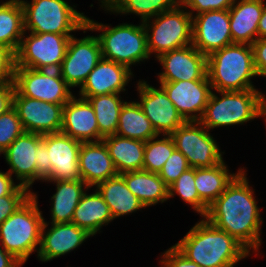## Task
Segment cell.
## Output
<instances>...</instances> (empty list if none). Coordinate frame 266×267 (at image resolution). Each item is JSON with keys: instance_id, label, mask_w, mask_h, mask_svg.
<instances>
[{"instance_id": "obj_52", "label": "cell", "mask_w": 266, "mask_h": 267, "mask_svg": "<svg viewBox=\"0 0 266 267\" xmlns=\"http://www.w3.org/2000/svg\"><path fill=\"white\" fill-rule=\"evenodd\" d=\"M159 264H160V266H158V267H167L161 260H159Z\"/></svg>"}, {"instance_id": "obj_13", "label": "cell", "mask_w": 266, "mask_h": 267, "mask_svg": "<svg viewBox=\"0 0 266 267\" xmlns=\"http://www.w3.org/2000/svg\"><path fill=\"white\" fill-rule=\"evenodd\" d=\"M135 88L140 99L137 103L158 135H171L185 122L161 86L139 79Z\"/></svg>"}, {"instance_id": "obj_20", "label": "cell", "mask_w": 266, "mask_h": 267, "mask_svg": "<svg viewBox=\"0 0 266 267\" xmlns=\"http://www.w3.org/2000/svg\"><path fill=\"white\" fill-rule=\"evenodd\" d=\"M90 237L93 236L72 222L43 223L37 258L46 263L62 255L65 256L81 246Z\"/></svg>"}, {"instance_id": "obj_17", "label": "cell", "mask_w": 266, "mask_h": 267, "mask_svg": "<svg viewBox=\"0 0 266 267\" xmlns=\"http://www.w3.org/2000/svg\"><path fill=\"white\" fill-rule=\"evenodd\" d=\"M192 45L202 54L233 44L229 10H213L192 16Z\"/></svg>"}, {"instance_id": "obj_4", "label": "cell", "mask_w": 266, "mask_h": 267, "mask_svg": "<svg viewBox=\"0 0 266 267\" xmlns=\"http://www.w3.org/2000/svg\"><path fill=\"white\" fill-rule=\"evenodd\" d=\"M207 75L212 90L256 89L251 79L259 75L254 66L251 45L233 43L209 54Z\"/></svg>"}, {"instance_id": "obj_34", "label": "cell", "mask_w": 266, "mask_h": 267, "mask_svg": "<svg viewBox=\"0 0 266 267\" xmlns=\"http://www.w3.org/2000/svg\"><path fill=\"white\" fill-rule=\"evenodd\" d=\"M87 100L94 109L100 136L105 138L114 135L118 128L121 108L126 101L122 100L120 94L92 96Z\"/></svg>"}, {"instance_id": "obj_22", "label": "cell", "mask_w": 266, "mask_h": 267, "mask_svg": "<svg viewBox=\"0 0 266 267\" xmlns=\"http://www.w3.org/2000/svg\"><path fill=\"white\" fill-rule=\"evenodd\" d=\"M61 132L80 142L102 141L92 105L75 95L64 105Z\"/></svg>"}, {"instance_id": "obj_8", "label": "cell", "mask_w": 266, "mask_h": 267, "mask_svg": "<svg viewBox=\"0 0 266 267\" xmlns=\"http://www.w3.org/2000/svg\"><path fill=\"white\" fill-rule=\"evenodd\" d=\"M143 24L149 55L155 59L163 53L192 44V15L181 4Z\"/></svg>"}, {"instance_id": "obj_19", "label": "cell", "mask_w": 266, "mask_h": 267, "mask_svg": "<svg viewBox=\"0 0 266 267\" xmlns=\"http://www.w3.org/2000/svg\"><path fill=\"white\" fill-rule=\"evenodd\" d=\"M42 143V135L23 132L5 150V162L9 165L8 173L16 182L30 191L36 181L37 147Z\"/></svg>"}, {"instance_id": "obj_39", "label": "cell", "mask_w": 266, "mask_h": 267, "mask_svg": "<svg viewBox=\"0 0 266 267\" xmlns=\"http://www.w3.org/2000/svg\"><path fill=\"white\" fill-rule=\"evenodd\" d=\"M235 0H181V5L192 15L213 10H229Z\"/></svg>"}, {"instance_id": "obj_47", "label": "cell", "mask_w": 266, "mask_h": 267, "mask_svg": "<svg viewBox=\"0 0 266 267\" xmlns=\"http://www.w3.org/2000/svg\"><path fill=\"white\" fill-rule=\"evenodd\" d=\"M23 264L0 244V267H22Z\"/></svg>"}, {"instance_id": "obj_45", "label": "cell", "mask_w": 266, "mask_h": 267, "mask_svg": "<svg viewBox=\"0 0 266 267\" xmlns=\"http://www.w3.org/2000/svg\"><path fill=\"white\" fill-rule=\"evenodd\" d=\"M36 161V181L43 182L50 174L52 170L51 162H48L47 148L42 142L37 147V160Z\"/></svg>"}, {"instance_id": "obj_40", "label": "cell", "mask_w": 266, "mask_h": 267, "mask_svg": "<svg viewBox=\"0 0 266 267\" xmlns=\"http://www.w3.org/2000/svg\"><path fill=\"white\" fill-rule=\"evenodd\" d=\"M15 53L0 45V83L14 82Z\"/></svg>"}, {"instance_id": "obj_30", "label": "cell", "mask_w": 266, "mask_h": 267, "mask_svg": "<svg viewBox=\"0 0 266 267\" xmlns=\"http://www.w3.org/2000/svg\"><path fill=\"white\" fill-rule=\"evenodd\" d=\"M242 169L231 173L225 161L212 167L195 168L194 182L200 199L209 207Z\"/></svg>"}, {"instance_id": "obj_21", "label": "cell", "mask_w": 266, "mask_h": 267, "mask_svg": "<svg viewBox=\"0 0 266 267\" xmlns=\"http://www.w3.org/2000/svg\"><path fill=\"white\" fill-rule=\"evenodd\" d=\"M133 73L122 64L102 58L88 74L77 95L87 99L98 95L125 93L126 86L132 81Z\"/></svg>"}, {"instance_id": "obj_35", "label": "cell", "mask_w": 266, "mask_h": 267, "mask_svg": "<svg viewBox=\"0 0 266 267\" xmlns=\"http://www.w3.org/2000/svg\"><path fill=\"white\" fill-rule=\"evenodd\" d=\"M195 168H189L183 172L178 179L171 184L169 188V199H173L175 195H178L185 204L204 217L208 211V206L200 199L197 189L195 187Z\"/></svg>"}, {"instance_id": "obj_5", "label": "cell", "mask_w": 266, "mask_h": 267, "mask_svg": "<svg viewBox=\"0 0 266 267\" xmlns=\"http://www.w3.org/2000/svg\"><path fill=\"white\" fill-rule=\"evenodd\" d=\"M214 91L212 90L205 111L199 120L207 130L244 125L263 117L262 91L258 89Z\"/></svg>"}, {"instance_id": "obj_7", "label": "cell", "mask_w": 266, "mask_h": 267, "mask_svg": "<svg viewBox=\"0 0 266 267\" xmlns=\"http://www.w3.org/2000/svg\"><path fill=\"white\" fill-rule=\"evenodd\" d=\"M25 31L73 35L86 25V15L67 0H20ZM75 8V9H74Z\"/></svg>"}, {"instance_id": "obj_27", "label": "cell", "mask_w": 266, "mask_h": 267, "mask_svg": "<svg viewBox=\"0 0 266 267\" xmlns=\"http://www.w3.org/2000/svg\"><path fill=\"white\" fill-rule=\"evenodd\" d=\"M95 188L107 203L113 220L146 208L128 189L120 174L98 183Z\"/></svg>"}, {"instance_id": "obj_2", "label": "cell", "mask_w": 266, "mask_h": 267, "mask_svg": "<svg viewBox=\"0 0 266 267\" xmlns=\"http://www.w3.org/2000/svg\"><path fill=\"white\" fill-rule=\"evenodd\" d=\"M174 246L201 267H234L252 254L204 217Z\"/></svg>"}, {"instance_id": "obj_50", "label": "cell", "mask_w": 266, "mask_h": 267, "mask_svg": "<svg viewBox=\"0 0 266 267\" xmlns=\"http://www.w3.org/2000/svg\"><path fill=\"white\" fill-rule=\"evenodd\" d=\"M263 117H266V96L263 94Z\"/></svg>"}, {"instance_id": "obj_10", "label": "cell", "mask_w": 266, "mask_h": 267, "mask_svg": "<svg viewBox=\"0 0 266 267\" xmlns=\"http://www.w3.org/2000/svg\"><path fill=\"white\" fill-rule=\"evenodd\" d=\"M199 121H185L170 136L175 149L180 151L192 168L216 166L223 162L219 144Z\"/></svg>"}, {"instance_id": "obj_46", "label": "cell", "mask_w": 266, "mask_h": 267, "mask_svg": "<svg viewBox=\"0 0 266 267\" xmlns=\"http://www.w3.org/2000/svg\"><path fill=\"white\" fill-rule=\"evenodd\" d=\"M14 82L0 83V115L13 106Z\"/></svg>"}, {"instance_id": "obj_36", "label": "cell", "mask_w": 266, "mask_h": 267, "mask_svg": "<svg viewBox=\"0 0 266 267\" xmlns=\"http://www.w3.org/2000/svg\"><path fill=\"white\" fill-rule=\"evenodd\" d=\"M174 150L175 144L170 135H158L146 141L143 170L159 173Z\"/></svg>"}, {"instance_id": "obj_18", "label": "cell", "mask_w": 266, "mask_h": 267, "mask_svg": "<svg viewBox=\"0 0 266 267\" xmlns=\"http://www.w3.org/2000/svg\"><path fill=\"white\" fill-rule=\"evenodd\" d=\"M185 121H199L212 87L209 80L158 82Z\"/></svg>"}, {"instance_id": "obj_37", "label": "cell", "mask_w": 266, "mask_h": 267, "mask_svg": "<svg viewBox=\"0 0 266 267\" xmlns=\"http://www.w3.org/2000/svg\"><path fill=\"white\" fill-rule=\"evenodd\" d=\"M23 132L18 113L13 106L0 115V146L3 149L6 150Z\"/></svg>"}, {"instance_id": "obj_9", "label": "cell", "mask_w": 266, "mask_h": 267, "mask_svg": "<svg viewBox=\"0 0 266 267\" xmlns=\"http://www.w3.org/2000/svg\"><path fill=\"white\" fill-rule=\"evenodd\" d=\"M71 36L25 31L15 53V67L59 70Z\"/></svg>"}, {"instance_id": "obj_51", "label": "cell", "mask_w": 266, "mask_h": 267, "mask_svg": "<svg viewBox=\"0 0 266 267\" xmlns=\"http://www.w3.org/2000/svg\"><path fill=\"white\" fill-rule=\"evenodd\" d=\"M3 154V158H5V149H3L1 146H0V156Z\"/></svg>"}, {"instance_id": "obj_15", "label": "cell", "mask_w": 266, "mask_h": 267, "mask_svg": "<svg viewBox=\"0 0 266 267\" xmlns=\"http://www.w3.org/2000/svg\"><path fill=\"white\" fill-rule=\"evenodd\" d=\"M13 107L25 132L41 135L61 132L64 105L22 96L15 89Z\"/></svg>"}, {"instance_id": "obj_25", "label": "cell", "mask_w": 266, "mask_h": 267, "mask_svg": "<svg viewBox=\"0 0 266 267\" xmlns=\"http://www.w3.org/2000/svg\"><path fill=\"white\" fill-rule=\"evenodd\" d=\"M89 187L82 195L80 202L74 210L72 223L79 228L85 229L93 237L103 232L102 227L108 225L113 220V216L107 203L98 190ZM88 190H93L92 193H87Z\"/></svg>"}, {"instance_id": "obj_41", "label": "cell", "mask_w": 266, "mask_h": 267, "mask_svg": "<svg viewBox=\"0 0 266 267\" xmlns=\"http://www.w3.org/2000/svg\"><path fill=\"white\" fill-rule=\"evenodd\" d=\"M32 195H6L0 197V225Z\"/></svg>"}, {"instance_id": "obj_26", "label": "cell", "mask_w": 266, "mask_h": 267, "mask_svg": "<svg viewBox=\"0 0 266 267\" xmlns=\"http://www.w3.org/2000/svg\"><path fill=\"white\" fill-rule=\"evenodd\" d=\"M55 185L56 192L51 196V220L44 223H71L74 210L89 186L82 180L43 181Z\"/></svg>"}, {"instance_id": "obj_49", "label": "cell", "mask_w": 266, "mask_h": 267, "mask_svg": "<svg viewBox=\"0 0 266 267\" xmlns=\"http://www.w3.org/2000/svg\"><path fill=\"white\" fill-rule=\"evenodd\" d=\"M100 7H106L112 0H98Z\"/></svg>"}, {"instance_id": "obj_3", "label": "cell", "mask_w": 266, "mask_h": 267, "mask_svg": "<svg viewBox=\"0 0 266 267\" xmlns=\"http://www.w3.org/2000/svg\"><path fill=\"white\" fill-rule=\"evenodd\" d=\"M99 32L102 58L122 64L132 69L151 58L147 49V33L143 22L139 24L121 23L116 26L99 23L86 17V25L80 30Z\"/></svg>"}, {"instance_id": "obj_1", "label": "cell", "mask_w": 266, "mask_h": 267, "mask_svg": "<svg viewBox=\"0 0 266 267\" xmlns=\"http://www.w3.org/2000/svg\"><path fill=\"white\" fill-rule=\"evenodd\" d=\"M243 169L227 185L225 191L209 206L204 218L227 232L250 253L259 254L262 244L261 208L253 187L249 184L247 170Z\"/></svg>"}, {"instance_id": "obj_6", "label": "cell", "mask_w": 266, "mask_h": 267, "mask_svg": "<svg viewBox=\"0 0 266 267\" xmlns=\"http://www.w3.org/2000/svg\"><path fill=\"white\" fill-rule=\"evenodd\" d=\"M37 192L0 225V244L23 265L40 247L44 223Z\"/></svg>"}, {"instance_id": "obj_38", "label": "cell", "mask_w": 266, "mask_h": 267, "mask_svg": "<svg viewBox=\"0 0 266 267\" xmlns=\"http://www.w3.org/2000/svg\"><path fill=\"white\" fill-rule=\"evenodd\" d=\"M189 168L191 167L189 166L186 157L180 151L175 149L171 156L166 160L158 175L169 187Z\"/></svg>"}, {"instance_id": "obj_23", "label": "cell", "mask_w": 266, "mask_h": 267, "mask_svg": "<svg viewBox=\"0 0 266 267\" xmlns=\"http://www.w3.org/2000/svg\"><path fill=\"white\" fill-rule=\"evenodd\" d=\"M78 164L81 180L91 188L118 175L103 141L82 142Z\"/></svg>"}, {"instance_id": "obj_16", "label": "cell", "mask_w": 266, "mask_h": 267, "mask_svg": "<svg viewBox=\"0 0 266 267\" xmlns=\"http://www.w3.org/2000/svg\"><path fill=\"white\" fill-rule=\"evenodd\" d=\"M42 142L52 166L51 174L44 181L81 180L78 159L82 142L63 132L44 134Z\"/></svg>"}, {"instance_id": "obj_28", "label": "cell", "mask_w": 266, "mask_h": 267, "mask_svg": "<svg viewBox=\"0 0 266 267\" xmlns=\"http://www.w3.org/2000/svg\"><path fill=\"white\" fill-rule=\"evenodd\" d=\"M118 174L143 170L145 142L117 134L102 139Z\"/></svg>"}, {"instance_id": "obj_29", "label": "cell", "mask_w": 266, "mask_h": 267, "mask_svg": "<svg viewBox=\"0 0 266 267\" xmlns=\"http://www.w3.org/2000/svg\"><path fill=\"white\" fill-rule=\"evenodd\" d=\"M120 175L126 182L128 189L145 207L162 204L169 200V188L158 173L139 170Z\"/></svg>"}, {"instance_id": "obj_48", "label": "cell", "mask_w": 266, "mask_h": 267, "mask_svg": "<svg viewBox=\"0 0 266 267\" xmlns=\"http://www.w3.org/2000/svg\"><path fill=\"white\" fill-rule=\"evenodd\" d=\"M258 39H266V1L258 23Z\"/></svg>"}, {"instance_id": "obj_32", "label": "cell", "mask_w": 266, "mask_h": 267, "mask_svg": "<svg viewBox=\"0 0 266 267\" xmlns=\"http://www.w3.org/2000/svg\"><path fill=\"white\" fill-rule=\"evenodd\" d=\"M24 33V12L20 0L0 1V45L16 53Z\"/></svg>"}, {"instance_id": "obj_24", "label": "cell", "mask_w": 266, "mask_h": 267, "mask_svg": "<svg viewBox=\"0 0 266 267\" xmlns=\"http://www.w3.org/2000/svg\"><path fill=\"white\" fill-rule=\"evenodd\" d=\"M264 0H235L229 9L232 42L251 45L258 39Z\"/></svg>"}, {"instance_id": "obj_44", "label": "cell", "mask_w": 266, "mask_h": 267, "mask_svg": "<svg viewBox=\"0 0 266 267\" xmlns=\"http://www.w3.org/2000/svg\"><path fill=\"white\" fill-rule=\"evenodd\" d=\"M251 47L256 72L259 77H266V39H257Z\"/></svg>"}, {"instance_id": "obj_14", "label": "cell", "mask_w": 266, "mask_h": 267, "mask_svg": "<svg viewBox=\"0 0 266 267\" xmlns=\"http://www.w3.org/2000/svg\"><path fill=\"white\" fill-rule=\"evenodd\" d=\"M155 60L163 69L157 73L158 82L209 80L207 56L192 44L163 53Z\"/></svg>"}, {"instance_id": "obj_33", "label": "cell", "mask_w": 266, "mask_h": 267, "mask_svg": "<svg viewBox=\"0 0 266 267\" xmlns=\"http://www.w3.org/2000/svg\"><path fill=\"white\" fill-rule=\"evenodd\" d=\"M180 4L181 0H112L106 7L100 8L116 16L135 14L140 22H145Z\"/></svg>"}, {"instance_id": "obj_11", "label": "cell", "mask_w": 266, "mask_h": 267, "mask_svg": "<svg viewBox=\"0 0 266 267\" xmlns=\"http://www.w3.org/2000/svg\"><path fill=\"white\" fill-rule=\"evenodd\" d=\"M14 85L22 96L44 102L65 105L74 96L58 70L15 67Z\"/></svg>"}, {"instance_id": "obj_43", "label": "cell", "mask_w": 266, "mask_h": 267, "mask_svg": "<svg viewBox=\"0 0 266 267\" xmlns=\"http://www.w3.org/2000/svg\"><path fill=\"white\" fill-rule=\"evenodd\" d=\"M6 195H33V192L16 183L7 171L0 170V197Z\"/></svg>"}, {"instance_id": "obj_12", "label": "cell", "mask_w": 266, "mask_h": 267, "mask_svg": "<svg viewBox=\"0 0 266 267\" xmlns=\"http://www.w3.org/2000/svg\"><path fill=\"white\" fill-rule=\"evenodd\" d=\"M101 59L102 52L97 36L77 38L73 35L69 39L66 55L58 71L71 89H80Z\"/></svg>"}, {"instance_id": "obj_31", "label": "cell", "mask_w": 266, "mask_h": 267, "mask_svg": "<svg viewBox=\"0 0 266 267\" xmlns=\"http://www.w3.org/2000/svg\"><path fill=\"white\" fill-rule=\"evenodd\" d=\"M115 134L143 142L158 136L151 121L143 113L136 100L124 103Z\"/></svg>"}, {"instance_id": "obj_42", "label": "cell", "mask_w": 266, "mask_h": 267, "mask_svg": "<svg viewBox=\"0 0 266 267\" xmlns=\"http://www.w3.org/2000/svg\"><path fill=\"white\" fill-rule=\"evenodd\" d=\"M160 256L161 261L167 267H201L195 262L189 260L174 245L166 249L165 252L160 254Z\"/></svg>"}]
</instances>
